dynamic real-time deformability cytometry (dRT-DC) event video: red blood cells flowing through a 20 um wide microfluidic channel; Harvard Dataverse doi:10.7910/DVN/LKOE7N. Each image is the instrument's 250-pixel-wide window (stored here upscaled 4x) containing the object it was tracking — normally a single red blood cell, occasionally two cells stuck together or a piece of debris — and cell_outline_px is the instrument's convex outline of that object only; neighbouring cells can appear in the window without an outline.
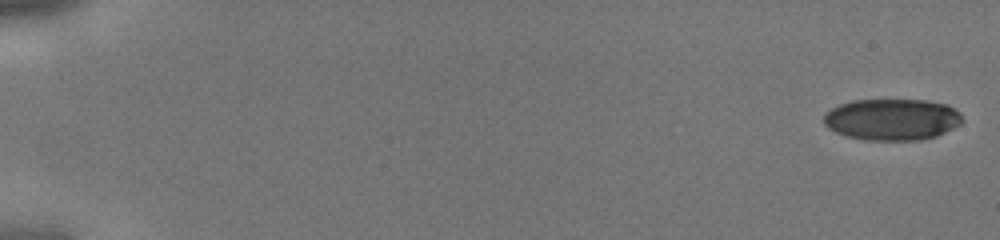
{"species": "human", "species_latin": "Homo sapiens", "temperature_condition": "cold", "stored_images_in_passage": 44, "camera_frame_rate_fps": 3000, "um_per_image_px": 0.085, "donor": {"sex": "male"}, "frame": {"image": 1, "passage_image": 1, "time_ms": 0.0, "image_size_px": [1000, 240], "cell_outline_px": [[964, 120], [960, 124], [936, 136], [920, 140], [864, 140], [848, 136], [836, 132], [828, 128], [824, 124], [824, 112], [840, 104], [852, 100], [924, 100], [948, 104], [960, 112]], "centroid_in_image_um": [75.83, 10.15], "position_along_channel_um": 9.2, "area_um2": 33.64}}
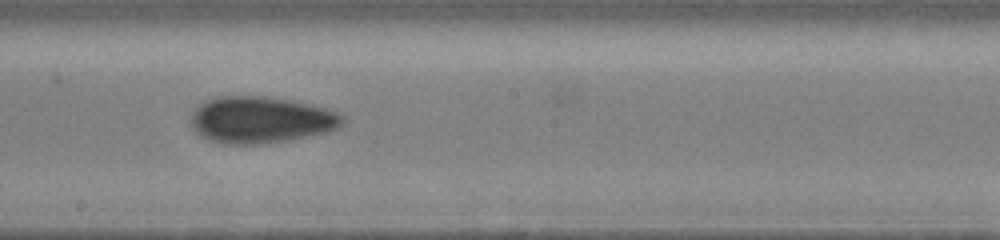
{"frame": {"image": 2, "passage_image": 26, "time_ms": 8.333, "image_size_px": [1000, 240], "cell_outline_px": [[344, 124], [340, 128], [328, 132], [284, 140], [260, 144], [220, 144], [208, 140], [200, 136], [192, 128], [192, 112], [200, 104], [216, 96], [264, 96], [312, 104], [328, 108], [344, 116]], "centroid_in_image_um": [22.18, 10.19], "position_along_channel_um": 226.0, "area_um2": 41.33}}
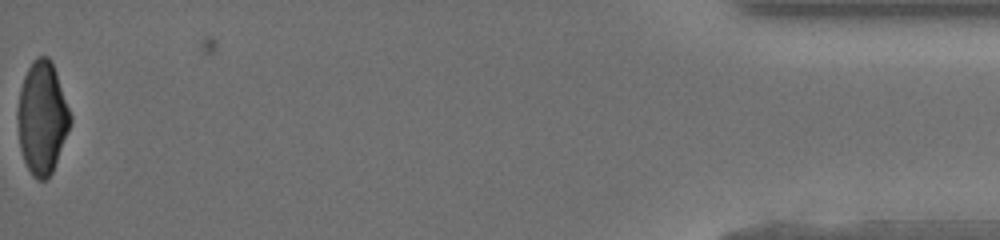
{"frame": {"image": 3, "passage_image": 44, "time_ms": 14.333, "image_size_px": [1000, 240], "cell_outline_px": [[72, 120], [68, 132], [52, 172], [44, 180], [36, 180], [32, 176], [24, 160], [20, 148], [16, 116], [16, 112], [20, 88], [24, 76], [32, 60], [36, 56], [48, 56], [52, 60], [72, 116]], "centroid_in_image_um": [3.57, 9.98], "position_along_channel_um": 431.6, "area_um2": 34.8}}